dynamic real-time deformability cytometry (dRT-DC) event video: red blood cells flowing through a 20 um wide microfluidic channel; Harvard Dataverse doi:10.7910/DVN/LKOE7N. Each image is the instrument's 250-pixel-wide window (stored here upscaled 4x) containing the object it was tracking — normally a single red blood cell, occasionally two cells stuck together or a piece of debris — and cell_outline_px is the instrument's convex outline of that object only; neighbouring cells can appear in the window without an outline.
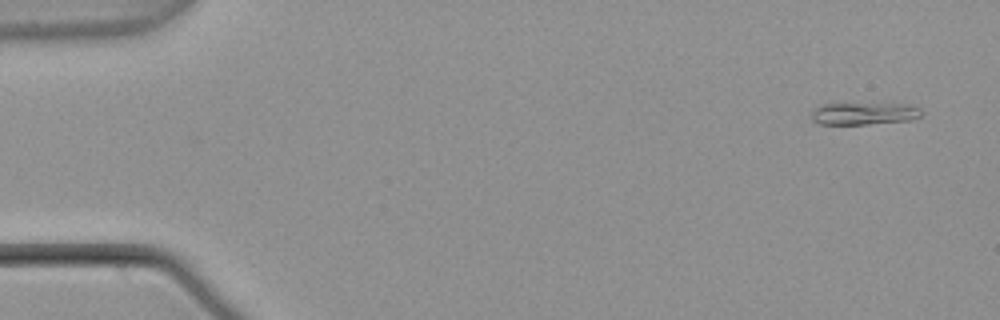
{"species": "common noctule bat (a hibernating species)", "species_latin": "Nyctalus noctula", "temperature_condition": "warm", "stored_images_in_passage": 54, "camera_frame_rate_fps": 3000, "um_per_image_px": 0.085, "animal": {"sex": "male", "body_mass_g": 21.5, "forearm_length_mm": 52.0}, "frame": {"image": 1, "passage_image": 3, "time_ms": 0.667, "image_size_px": [1000, 320], "cell_outline_px": [[924, 112], [920, 116], [908, 120], [868, 124], [820, 124], [812, 120], [812, 112], [820, 104], [904, 104], [920, 108]], "centroid_in_image_um": [73.43, 9.65], "position_along_channel_um": 11.6, "area_um2": 14.05}}
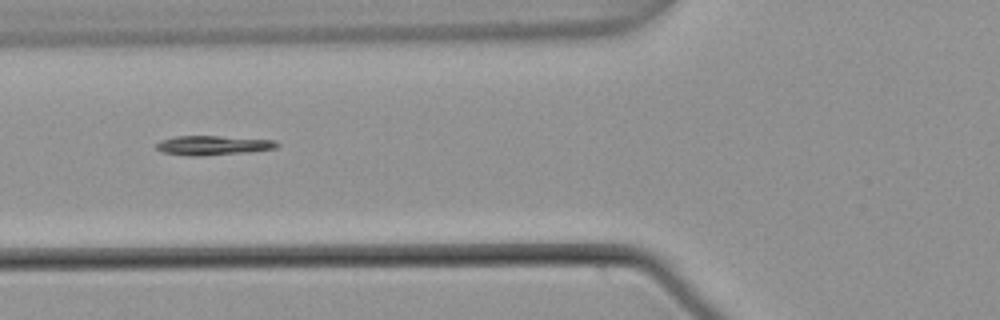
{"frame": {"image": 2, "passage_image": 21, "time_ms": 6.667, "image_size_px": [1000, 320], "cell_outline_px": [[280, 144], [276, 148], [248, 152], [200, 156], [188, 156], [164, 152], [156, 148], [156, 144], [160, 140], [176, 136], [220, 136], [276, 140]], "centroid_in_image_um": [18.12, 12.35], "position_along_channel_um": 107.7, "area_um2": 13.64}}
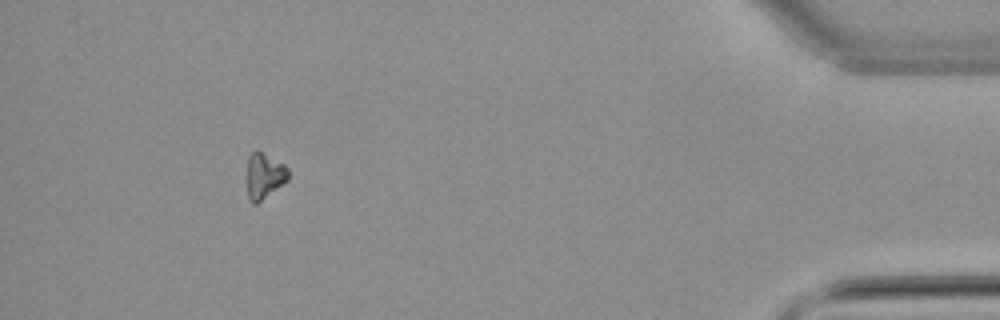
{"frame": {"image": 3, "passage_image": 50, "time_ms": 16.333, "image_size_px": [1000, 320], "cell_outline_px": [[288, 180], [256, 204], [252, 204], [248, 200], [248, 156], [256, 148], [284, 164], [288, 168]], "centroid_in_image_um": [22.46, 14.92], "position_along_channel_um": 412.7, "area_um2": 10.98}, "authors_computed_cell_mechanics": {"area_um2": 13.2073, "velocity_mm_per_s": 3.7947, "shape_relaxation_time_tau1_ms": 6.7975, "shape_relaxation_time_tau2_ms": null, "deformation_change_tau1": 0.1612, "deformation_change_tau2": null}}